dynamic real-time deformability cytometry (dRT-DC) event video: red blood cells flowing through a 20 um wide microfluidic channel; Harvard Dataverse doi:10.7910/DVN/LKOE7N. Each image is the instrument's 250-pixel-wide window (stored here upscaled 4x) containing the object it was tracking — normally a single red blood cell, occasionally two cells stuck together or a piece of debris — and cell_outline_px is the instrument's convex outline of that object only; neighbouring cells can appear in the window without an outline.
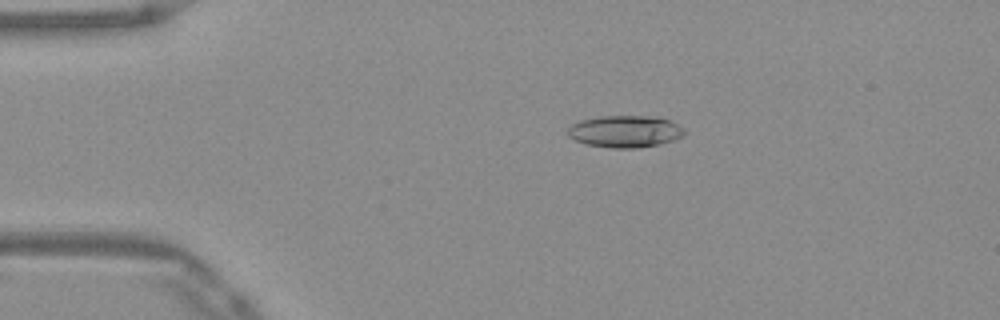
{"species": "Egyptian fruit bat (a non-hibernating species)", "species_latin": "Rousettus aegyptiacus", "temperature_condition": "warm", "stored_images_in_passage": 51, "camera_frame_rate_fps": 3000, "um_per_image_px": 0.085, "frame": {"image": 1, "passage_image": 10, "time_ms": 3.0, "image_size_px": [1000, 320], "cell_outline_px": [[688, 132], [684, 136], [660, 144], [640, 148], [612, 148], [588, 144], [576, 140], [568, 136], [568, 128], [572, 124], [580, 120], [600, 116], [656, 116], [668, 120], [684, 128]], "centroid_in_image_um": [53.16, 11.17], "position_along_channel_um": 31.8, "area_um2": 21.79}}
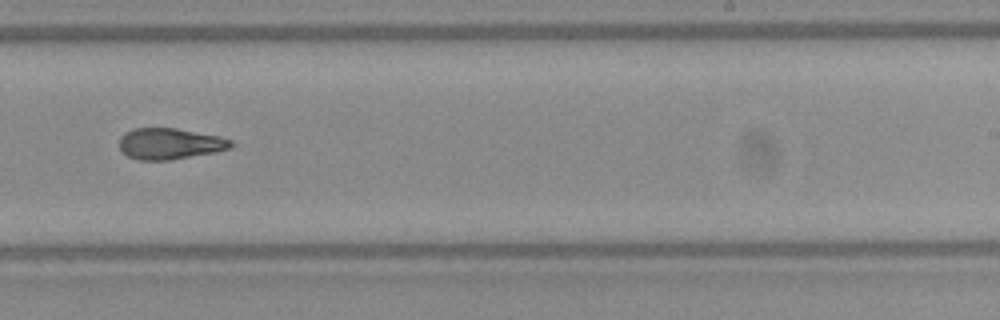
{"frame": {"image": 2, "passage_image": 32, "time_ms": 10.333, "image_size_px": [1000, 320], "cell_outline_px": [[236, 144], [232, 148], [216, 152], [168, 160], [140, 160], [128, 156], [120, 148], [120, 136], [124, 132], [132, 128], [176, 128], [220, 136], [232, 140]], "centroid_in_image_um": [14.47, 12.2], "position_along_channel_um": 274.5, "area_um2": 20.4}}
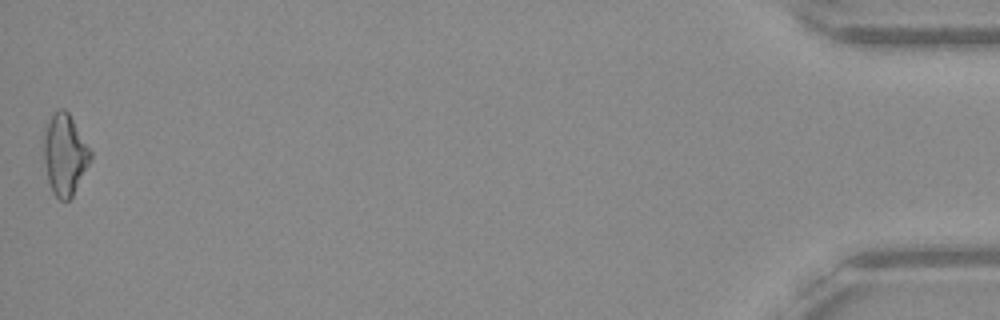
{"frame": {"image": 3, "passage_image": 51, "time_ms": 16.667, "image_size_px": [1000, 320], "cell_outline_px": [[92, 160], [72, 196], [68, 200], [60, 200], [52, 192], [48, 180], [44, 160], [44, 132], [52, 116], [60, 108], [64, 108], [68, 112], [92, 152]], "centroid_in_image_um": [5.53, 13.16], "position_along_channel_um": 429.7, "area_um2": 21.79}, "authors_computed_cell_mechanics": {"area_um2": 20.7502, "velocity_mm_per_s": 3.9584, "shape_relaxation_time_tau1_ms": null, "shape_relaxation_time_tau2_ms": 2.743, "deformation_change_tau1": null, "deformation_change_tau2": 0.1201}}